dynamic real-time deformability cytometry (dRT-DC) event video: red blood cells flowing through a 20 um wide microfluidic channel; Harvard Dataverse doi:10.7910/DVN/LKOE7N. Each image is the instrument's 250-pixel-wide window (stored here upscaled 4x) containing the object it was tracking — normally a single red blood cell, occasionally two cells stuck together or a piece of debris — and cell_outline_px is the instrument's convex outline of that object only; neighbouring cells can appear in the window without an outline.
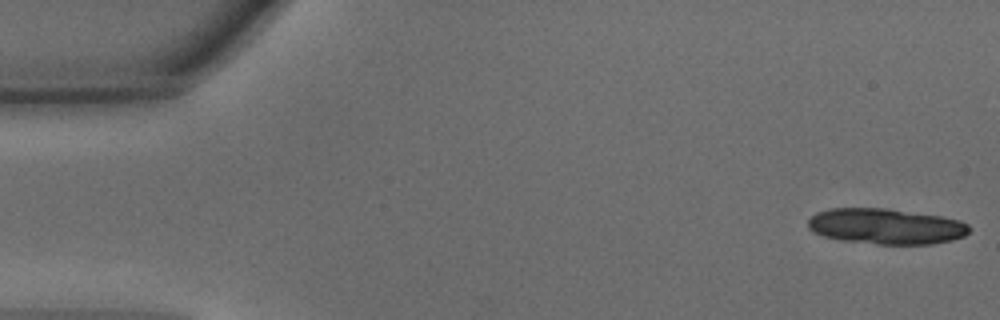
{"species": "common noctule bat (a hibernating species)", "species_latin": "Nyctalus noctula", "temperature_condition": "warm", "stored_images_in_passage": 29, "camera_frame_rate_fps": 3000, "um_per_image_px": 0.085, "animal": {"sex": "male", "body_mass_g": 15.6}, "frame": {"image": 1, "passage_image": 1, "time_ms": 0.0, "image_size_px": [1000, 320], "cell_outline_px": [[972, 228], [964, 236], [952, 240], [932, 244], [876, 244], [844, 240], [824, 236], [812, 232], [808, 228], [808, 220], [816, 212], [828, 208], [888, 208], [940, 216], [960, 220], [968, 224]], "centroid_in_image_um": [75.31, 19.23], "position_along_channel_um": 9.7, "area_um2": 33.64}}
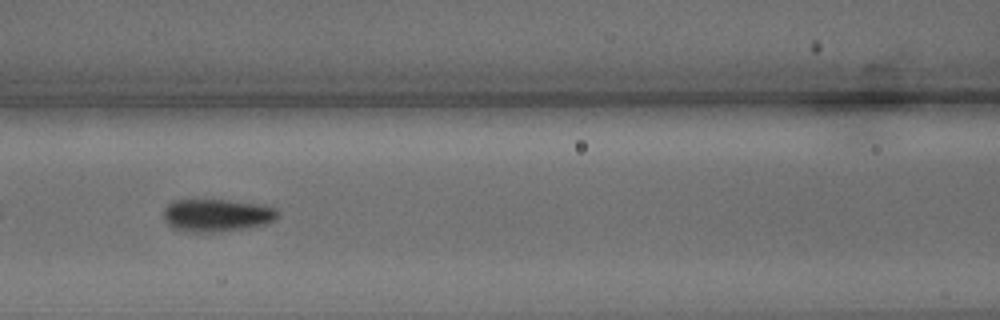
{"frame": {"image": 2, "passage_image": 20, "time_ms": 6.333, "image_size_px": [1000, 320], "cell_outline_px": [[280, 212], [272, 220], [264, 224], [248, 228], [216, 232], [188, 232], [172, 228], [164, 220], [164, 208], [172, 200], [228, 200], [260, 204], [276, 208]], "centroid_in_image_um": [18.4, 18.3], "position_along_channel_um": 148.2, "area_um2": 21.79}}
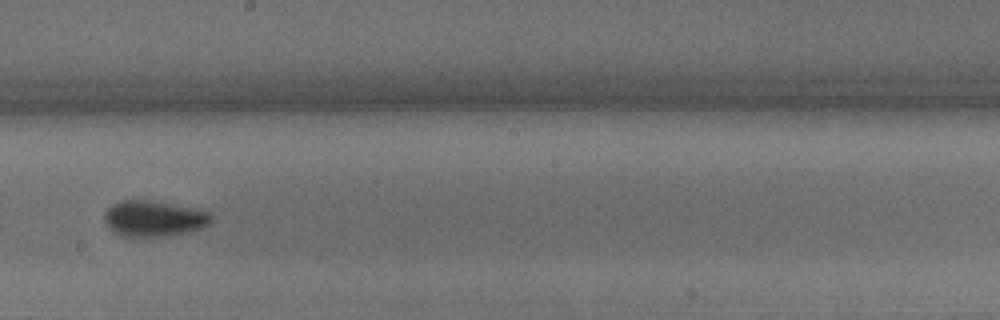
{"frame": {"image": 3, "passage_image": 26, "time_ms": 8.333, "image_size_px": [1000, 320], "cell_outline_px": [[212, 220], [204, 228], [188, 232], [168, 236], [124, 236], [112, 232], [108, 228], [104, 220], [104, 212], [112, 204], [120, 200], [148, 200], [212, 212]], "centroid_in_image_um": [13.06, 18.58], "position_along_channel_um": 235.1, "area_um2": 22.37}}